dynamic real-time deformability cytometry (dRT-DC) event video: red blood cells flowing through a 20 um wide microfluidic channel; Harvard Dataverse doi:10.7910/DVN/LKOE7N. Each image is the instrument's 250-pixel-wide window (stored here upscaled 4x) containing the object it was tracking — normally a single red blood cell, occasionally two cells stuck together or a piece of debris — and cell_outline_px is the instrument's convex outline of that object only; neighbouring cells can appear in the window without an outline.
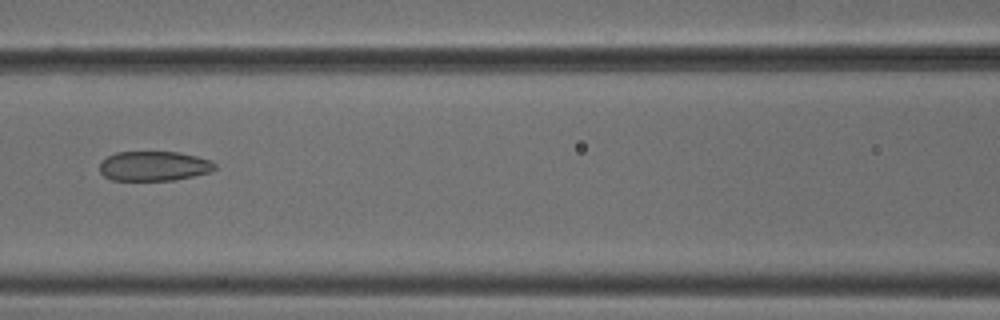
{"species": "common noctule bat (a hibernating species)", "species_latin": "Nyctalus noctula", "temperature_condition": "cold", "stored_images_in_passage": 7, "camera_frame_rate_fps": 3000, "um_per_image_px": 0.085, "animal": {"sex": "male", "body_mass_g": 18.8}, "frame": {"image": 1, "passage_image": 7, "time_ms": 2.0, "image_size_px": [1000, 320], "cell_outline_px": [[216, 168], [212, 172], [172, 180], [112, 180], [104, 176], [100, 172], [100, 160], [116, 152], [180, 152], [212, 160], [216, 164]], "centroid_in_image_um": [13.09, 14.11], "position_along_channel_um": 153.5, "area_um2": 20.06}}